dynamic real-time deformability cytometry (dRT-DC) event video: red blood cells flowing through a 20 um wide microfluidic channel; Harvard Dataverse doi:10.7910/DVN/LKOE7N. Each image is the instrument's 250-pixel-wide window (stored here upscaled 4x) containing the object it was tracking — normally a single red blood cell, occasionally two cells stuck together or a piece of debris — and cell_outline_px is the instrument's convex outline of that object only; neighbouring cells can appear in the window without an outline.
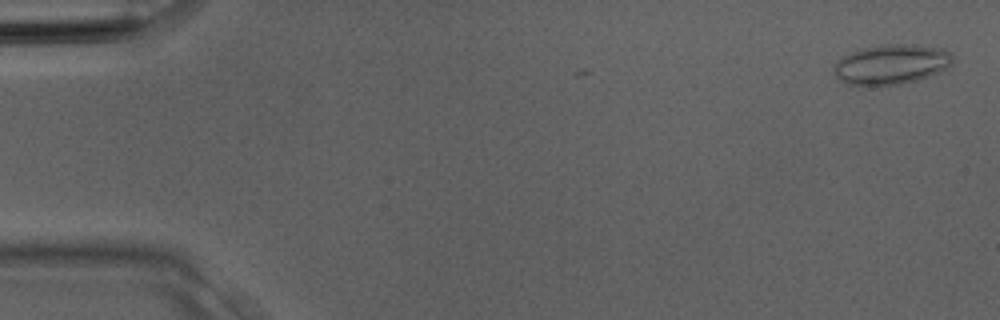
{"species": "Egyptian fruit bat (a non-hibernating species)", "species_latin": "Rousettus aegyptiacus", "temperature_condition": "room temperature", "stored_images_in_passage": 4, "camera_frame_rate_fps": 3000, "um_per_image_px": 0.085, "animal": {"sex": "male"}, "frame": {"image": 1, "passage_image": 1, "time_ms": 0.0, "image_size_px": [1000, 320], "cell_outline_px": [[952, 64], [948, 68], [928, 76], [916, 80], [900, 84], [848, 84], [840, 80], [836, 76], [836, 64], [844, 56], [852, 52], [864, 48], [888, 44], [912, 44], [944, 48], [952, 52]], "centroid_in_image_um": [75.85, 5.44], "position_along_channel_um": 9.1, "area_um2": 27.05}}